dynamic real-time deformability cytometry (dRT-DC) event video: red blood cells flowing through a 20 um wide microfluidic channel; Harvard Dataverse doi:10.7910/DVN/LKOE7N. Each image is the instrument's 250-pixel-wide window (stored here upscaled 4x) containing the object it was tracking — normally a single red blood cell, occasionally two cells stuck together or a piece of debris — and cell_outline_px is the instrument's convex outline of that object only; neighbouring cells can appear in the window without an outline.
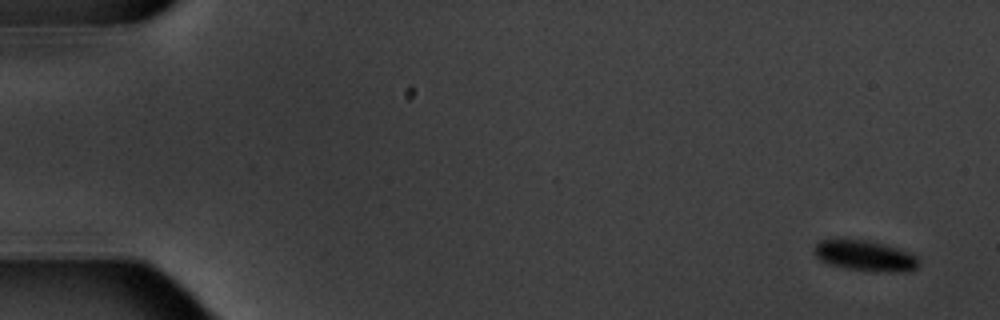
{"species": "common noctule bat (a hibernating species)", "species_latin": "Nyctalus noctula", "temperature_condition": "warm", "stored_images_in_passage": 6, "camera_frame_rate_fps": 3000, "um_per_image_px": 0.085, "animal": {"sex": "male", "body_mass_g": 20.1, "forearm_length_mm": 53.5}, "frame": {"image": 1, "passage_image": 1, "time_ms": 0.0, "image_size_px": [1000, 320], "cell_outline_px": [[920, 264], [916, 268], [904, 272], [876, 272], [844, 268], [828, 264], [820, 260], [816, 256], [816, 244], [820, 240], [868, 240], [896, 248], [908, 252], [916, 256], [920, 260]], "centroid_in_image_um": [73.57, 21.77], "position_along_channel_um": 11.4, "area_um2": 18.5}}
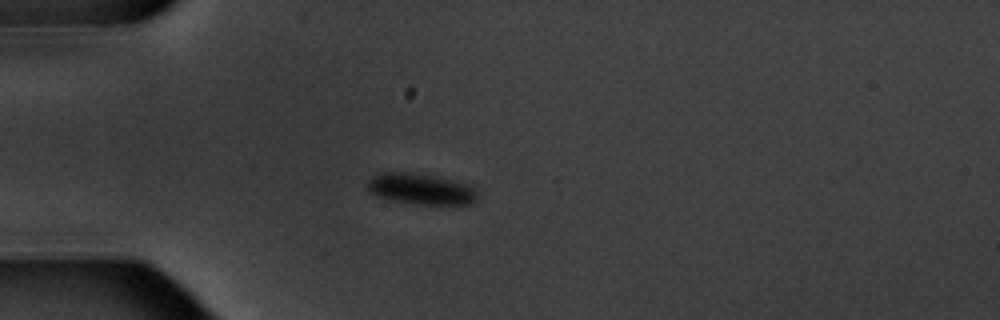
{"frame": {"image": 2, "passage_image": 5, "time_ms": 4.667, "image_size_px": [1000, 320], "cell_outline_px": [[476, 200], [472, 204], [416, 204], [392, 200], [376, 196], [368, 188], [368, 180], [372, 176], [380, 172], [412, 172], [452, 180], [464, 184], [472, 188], [476, 192]], "centroid_in_image_um": [35.72, 16.06], "position_along_channel_um": 49.3, "area_um2": 19.54}}